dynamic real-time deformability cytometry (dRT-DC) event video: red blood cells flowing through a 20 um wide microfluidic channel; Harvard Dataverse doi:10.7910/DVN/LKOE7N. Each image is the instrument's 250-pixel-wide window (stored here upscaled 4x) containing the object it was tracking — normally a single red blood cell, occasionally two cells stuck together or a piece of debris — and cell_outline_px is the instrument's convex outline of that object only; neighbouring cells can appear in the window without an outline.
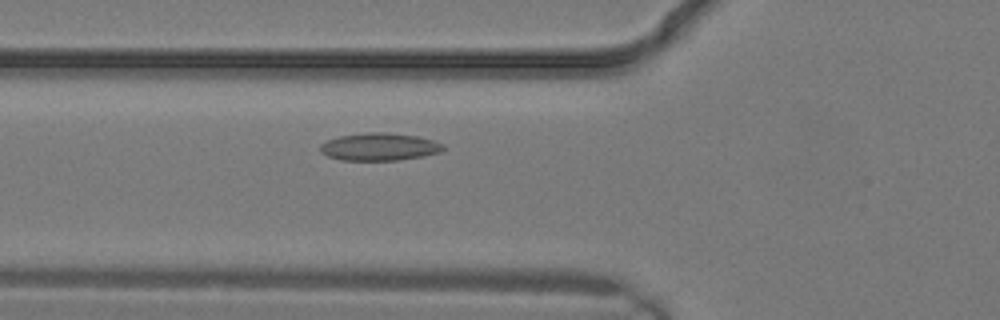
{"species": "common noctule bat (a hibernating species)", "species_latin": "Nyctalus noctula", "temperature_condition": "warm", "stored_images_in_passage": 2, "camera_frame_rate_fps": 3000, "um_per_image_px": 0.085, "animal": {"sex": "male", "body_mass_g": 19.2, "forearm_length_mm": 51.8}, "frame": {"image": 1, "passage_image": 2, "time_ms": 0.333, "image_size_px": [1000, 320], "cell_outline_px": [[444, 148], [440, 152], [424, 156], [396, 160], [340, 160], [328, 156], [320, 152], [320, 144], [328, 140], [340, 136], [368, 132], [384, 132], [416, 136], [432, 140], [444, 144]], "centroid_in_image_um": [32.24, 12.48], "position_along_channel_um": 93.6, "area_um2": 19.65}}